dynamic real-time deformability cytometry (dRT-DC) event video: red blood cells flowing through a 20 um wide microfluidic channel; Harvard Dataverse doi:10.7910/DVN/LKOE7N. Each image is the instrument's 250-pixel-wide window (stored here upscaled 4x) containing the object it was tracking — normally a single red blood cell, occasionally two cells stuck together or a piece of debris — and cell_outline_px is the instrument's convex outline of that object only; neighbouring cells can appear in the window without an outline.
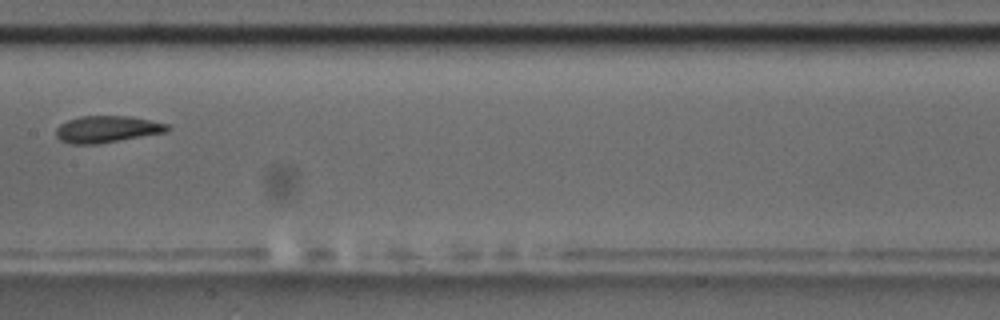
{"species": "common noctule bat (a hibernating species)", "species_latin": "Nyctalus noctula", "temperature_condition": "room temperature", "stored_images_in_passage": 12, "camera_frame_rate_fps": 3000, "um_per_image_px": 0.085, "animal": {"sex": "male", "body_mass_g": 17.5, "forearm_length_mm": 52.3}, "frame": {"image": 1, "passage_image": 9, "time_ms": 9.333, "image_size_px": [1000, 320], "cell_outline_px": [[172, 128], [168, 132], [96, 144], [68, 144], [60, 140], [56, 136], [56, 128], [60, 124], [68, 120], [80, 116], [128, 116], [168, 124]], "centroid_in_image_um": [9.09, 10.99], "position_along_channel_um": 198.3, "area_um2": 17.4}}
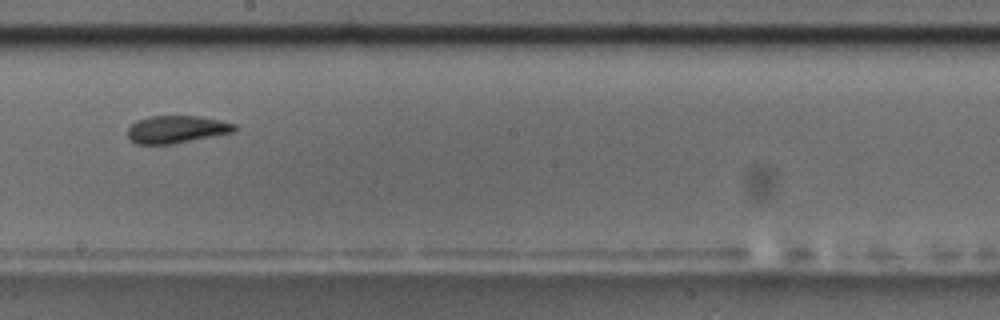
{"frame": {"image": 2, "passage_image": 10, "time_ms": 10.333, "image_size_px": [1000, 320], "cell_outline_px": [[236, 132], [172, 144], [136, 144], [128, 140], [128, 128], [136, 120], [148, 116], [200, 116], [236, 124]], "centroid_in_image_um": [14.99, 11.0], "position_along_channel_um": 233.2, "area_um2": 17.28}}